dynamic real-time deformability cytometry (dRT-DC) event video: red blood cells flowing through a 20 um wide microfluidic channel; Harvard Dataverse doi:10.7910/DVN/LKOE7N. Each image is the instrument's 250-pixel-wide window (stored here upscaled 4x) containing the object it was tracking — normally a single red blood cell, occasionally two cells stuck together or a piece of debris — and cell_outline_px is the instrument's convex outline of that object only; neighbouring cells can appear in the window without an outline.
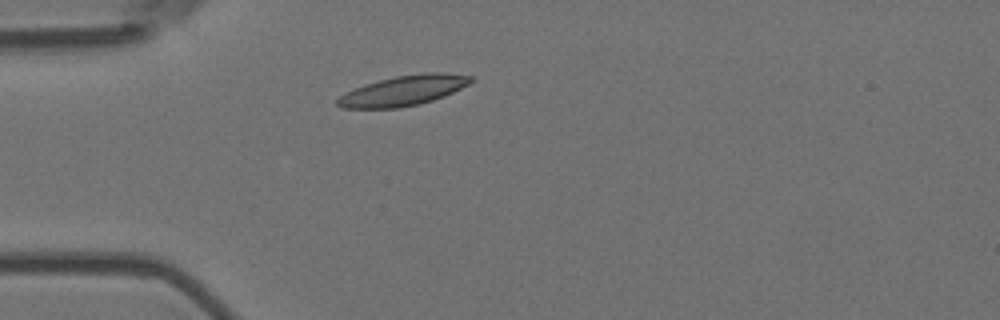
{"species": "Egyptian fruit bat (a non-hibernating species)", "species_latin": "Rousettus aegyptiacus", "temperature_condition": "room temperature", "stored_images_in_passage": 2, "camera_frame_rate_fps": 3000, "um_per_image_px": 0.085, "animal": {"sex": "female"}, "frame": {"image": 1, "passage_image": 1, "time_ms": 0.0, "image_size_px": [1000, 320], "cell_outline_px": [[476, 80], [444, 96], [420, 104], [400, 108], [344, 108], [336, 104], [336, 100], [340, 96], [364, 84], [396, 76], [424, 72], [444, 72], [472, 76]], "centroid_in_image_um": [34.33, 7.69], "position_along_channel_um": 50.7, "area_um2": 23.29}}